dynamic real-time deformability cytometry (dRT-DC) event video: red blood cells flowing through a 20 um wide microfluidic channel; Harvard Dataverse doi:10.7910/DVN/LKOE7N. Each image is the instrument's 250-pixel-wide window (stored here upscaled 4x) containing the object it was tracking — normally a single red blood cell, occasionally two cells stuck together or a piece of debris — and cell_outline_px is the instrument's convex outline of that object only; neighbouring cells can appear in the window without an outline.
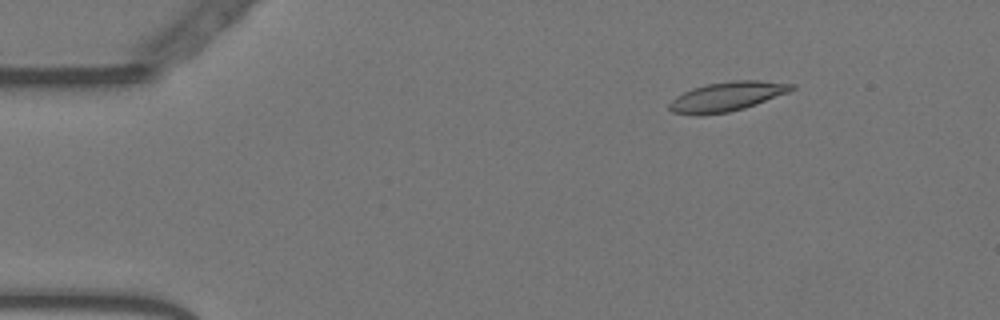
{"species": "Egyptian fruit bat (a non-hibernating species)", "species_latin": "Rousettus aegyptiacus", "temperature_condition": "warm", "stored_images_in_passage": 57, "camera_frame_rate_fps": 3000, "um_per_image_px": 0.085, "animal": {"sex": "female"}, "frame": {"image": 1, "passage_image": 8, "time_ms": 2.333, "image_size_px": [1000, 320], "cell_outline_px": [[796, 88], [788, 92], [756, 104], [744, 108], [728, 112], [700, 116], [696, 116], [672, 112], [668, 108], [668, 104], [676, 96], [692, 88], [704, 84], [732, 80], [760, 80], [796, 84]], "centroid_in_image_um": [61.76, 8.2], "position_along_channel_um": 23.2, "area_um2": 21.15}}
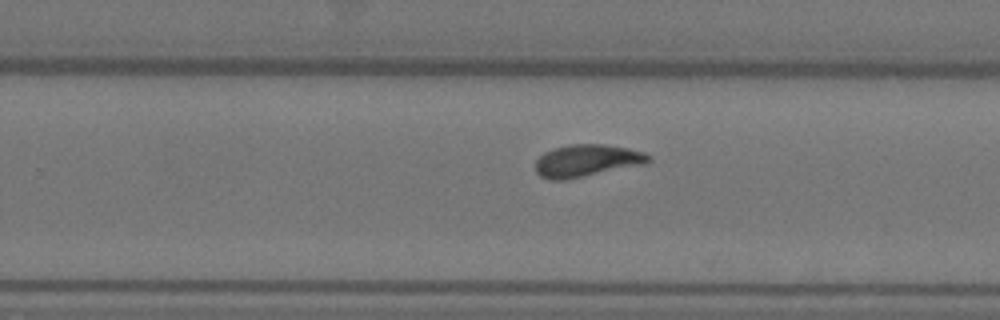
{"frame": {"image": 2, "passage_image": 36, "time_ms": 11.667, "image_size_px": [1000, 320], "cell_outline_px": [[652, 160], [648, 164], [568, 180], [548, 180], [540, 176], [536, 172], [536, 160], [544, 152], [552, 148], [568, 144], [604, 144], [628, 148], [644, 152]], "centroid_in_image_um": [49.89, 13.67], "position_along_channel_um": 279.9, "area_um2": 21.73}}
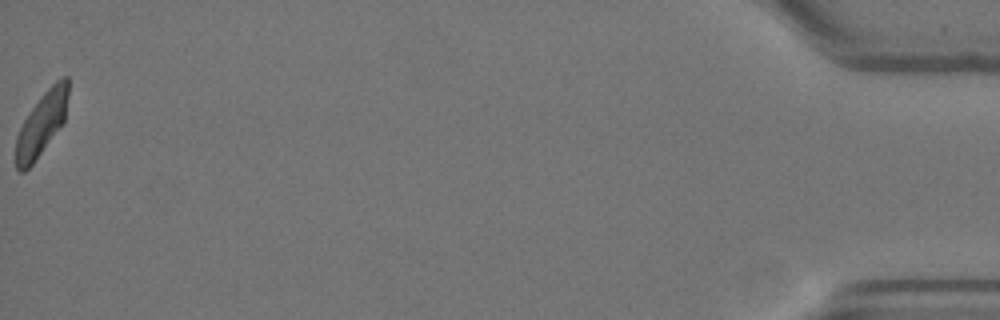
{"frame": {"image": 3, "passage_image": 57, "time_ms": 18.667, "image_size_px": [1000, 320], "cell_outline_px": [[68, 96], [64, 124], [32, 164], [24, 172], [20, 172], [16, 168], [16, 136], [24, 120], [40, 96], [56, 80], [64, 76], [68, 76]], "centroid_in_image_um": [3.56, 10.52], "position_along_channel_um": 431.6, "area_um2": 19.31}, "authors_computed_cell_mechanics": {"area_um2": 20.4034, "velocity_mm_per_s": 3.5796, "shape_relaxation_time_tau1_ms": 6.1513, "shape_relaxation_time_tau2_ms": 1.9123, "deformation_change_tau1": 0.1579, "deformation_change_tau2": 0.0813}}